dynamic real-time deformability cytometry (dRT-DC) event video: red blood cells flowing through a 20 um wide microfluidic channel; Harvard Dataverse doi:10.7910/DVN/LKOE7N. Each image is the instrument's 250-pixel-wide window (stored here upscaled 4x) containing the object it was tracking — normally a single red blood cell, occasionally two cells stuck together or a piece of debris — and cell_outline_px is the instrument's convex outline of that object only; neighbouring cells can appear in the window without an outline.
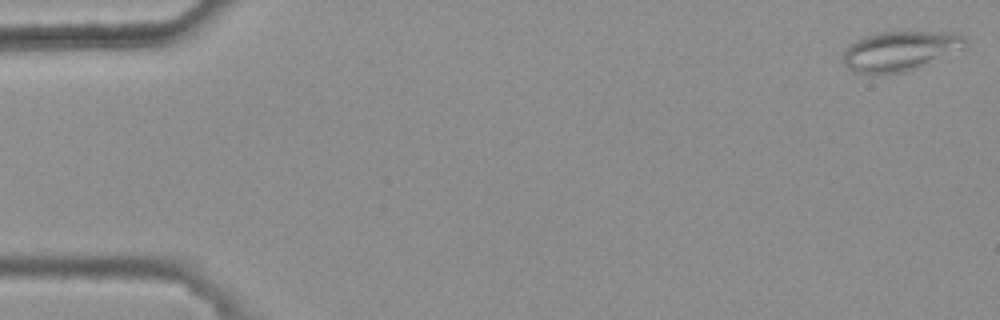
{"species": "common noctule bat (a hibernating species)", "species_latin": "Nyctalus noctula", "temperature_condition": "warm", "stored_images_in_passage": 49, "camera_frame_rate_fps": 3000, "um_per_image_px": 0.085, "animal": {"sex": "female", "body_mass_g": 25.1}, "frame": {"image": 1, "passage_image": 1, "time_ms": 0.0, "image_size_px": [1000, 320], "cell_outline_px": [[968, 44], [964, 48], [920, 68], [908, 72], [876, 76], [872, 76], [852, 72], [840, 60], [844, 48], [856, 40], [864, 36], [876, 32], [904, 28], [960, 32], [968, 40]], "centroid_in_image_um": [76.52, 4.3], "position_along_channel_um": 8.5, "area_um2": 30.75}}
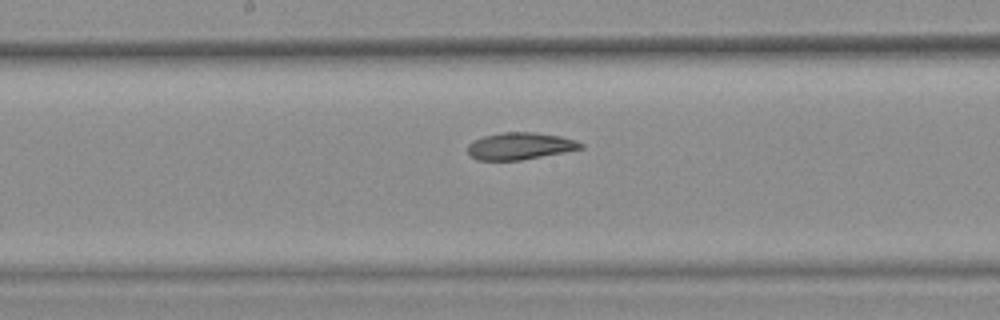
{"frame": {"image": 2, "passage_image": 28, "time_ms": 9.0, "image_size_px": [1000, 320], "cell_outline_px": [[584, 148], [564, 152], [520, 160], [476, 160], [468, 152], [468, 144], [472, 140], [484, 136], [500, 132], [536, 132], [560, 136], [576, 140], [584, 144]], "centroid_in_image_um": [44.2, 12.4], "position_along_channel_um": 204.0, "area_um2": 17.86}}
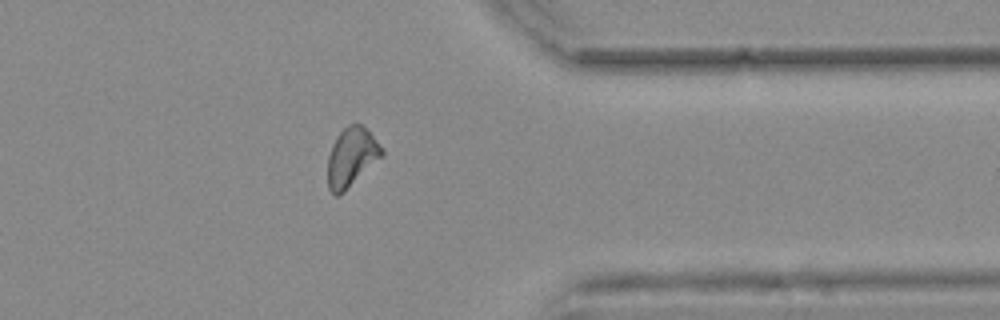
{"frame": {"image": 3, "passage_image": 43, "time_ms": 14.0, "image_size_px": [1000, 320], "cell_outline_px": [[384, 156], [344, 192], [336, 196], [328, 188], [328, 156], [332, 144], [336, 136], [348, 124], [360, 124], [368, 128], [384, 148]], "centroid_in_image_um": [29.92, 13.33], "position_along_channel_um": 381.5, "area_um2": 18.96}, "authors_computed_cell_mechanics": {"area_um2": 18.8428, "velocity_mm_per_s": 3.7496, "shape_relaxation_time_tau1_ms": null, "shape_relaxation_time_tau2_ms": 7.7107, "deformation_change_tau1": null, "deformation_change_tau2": 0.1552}}